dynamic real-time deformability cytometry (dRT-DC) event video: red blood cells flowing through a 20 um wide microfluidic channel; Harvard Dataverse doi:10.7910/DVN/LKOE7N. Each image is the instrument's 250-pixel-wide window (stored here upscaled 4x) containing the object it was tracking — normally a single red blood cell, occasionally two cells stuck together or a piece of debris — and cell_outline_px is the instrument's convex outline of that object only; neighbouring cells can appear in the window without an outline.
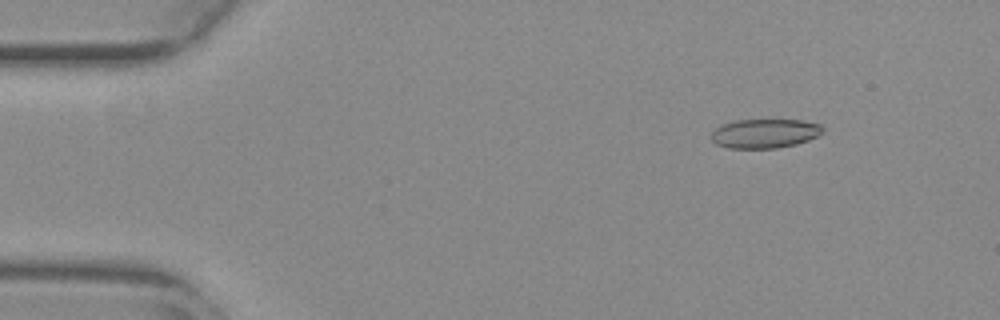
{"species": "common noctule bat (a hibernating species)", "species_latin": "Nyctalus noctula", "temperature_condition": "warm", "stored_images_in_passage": 55, "camera_frame_rate_fps": 3000, "um_per_image_px": 0.085, "animal": {"sex": "female", "body_mass_g": 29.2, "forearm_length_mm": 56.3}, "frame": {"image": 1, "passage_image": 7, "time_ms": 2.0, "image_size_px": [1000, 320], "cell_outline_px": [[824, 132], [808, 140], [796, 144], [776, 148], [728, 148], [716, 144], [712, 140], [712, 132], [716, 128], [724, 124], [736, 120], [804, 120], [820, 124], [824, 128]], "centroid_in_image_um": [65.03, 11.34], "position_along_channel_um": 20.0, "area_um2": 18.9}}
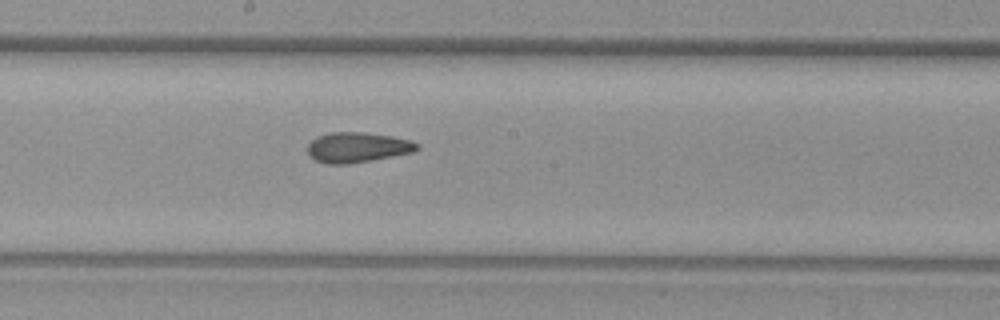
{"frame": {"image": 2, "passage_image": 30, "time_ms": 9.667, "image_size_px": [1000, 320], "cell_outline_px": [[420, 148], [412, 152], [372, 160], [348, 164], [328, 164], [316, 160], [308, 156], [308, 144], [316, 136], [332, 132], [364, 132], [392, 136], [412, 140], [420, 144]], "centroid_in_image_um": [30.39, 12.52], "position_along_channel_um": 217.8, "area_um2": 19.36}}
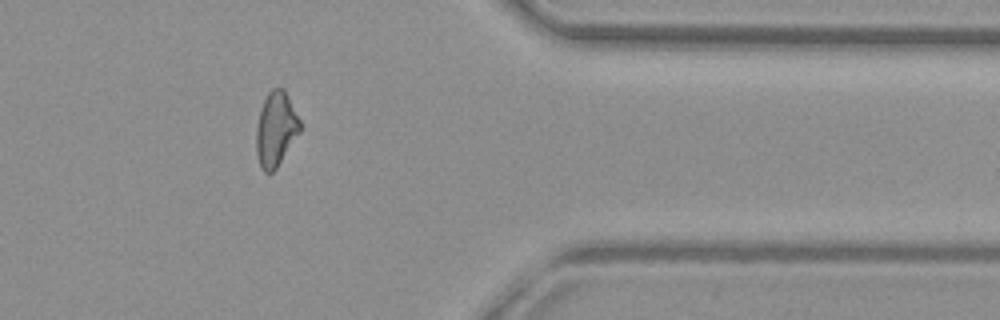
{"frame": {"image": 3, "passage_image": 45, "time_ms": 14.667, "image_size_px": [1000, 320], "cell_outline_px": [[300, 132], [276, 168], [272, 172], [264, 172], [260, 168], [256, 156], [256, 124], [260, 108], [268, 92], [272, 88], [284, 88], [300, 120]], "centroid_in_image_um": [23.42, 10.97], "position_along_channel_um": 388.0, "area_um2": 19.07}, "authors_computed_cell_mechanics": {"area_um2": 19.363, "velocity_mm_per_s": 3.7845, "shape_relaxation_time_tau1_ms": null, "shape_relaxation_time_tau2_ms": 3.216, "deformation_change_tau1": null, "deformation_change_tau2": 0.1171}}